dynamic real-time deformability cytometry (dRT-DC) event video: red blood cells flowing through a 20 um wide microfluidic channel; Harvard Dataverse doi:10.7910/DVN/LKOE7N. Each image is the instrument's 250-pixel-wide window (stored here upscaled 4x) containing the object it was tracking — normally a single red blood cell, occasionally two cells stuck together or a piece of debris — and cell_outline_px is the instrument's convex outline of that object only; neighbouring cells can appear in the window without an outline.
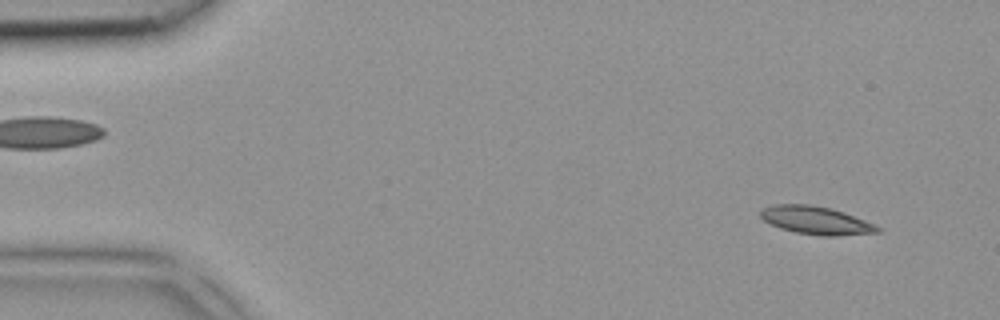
{"species": "common noctule bat (a hibernating species)", "species_latin": "Nyctalus noctula", "temperature_condition": "room temperature", "stored_images_in_passage": 42, "camera_frame_rate_fps": 3000, "um_per_image_px": 0.085, "animal": {"sex": "female", "body_mass_g": 18.4}, "frame": {"image": 1, "passage_image": 3, "time_ms": 0.667, "image_size_px": [1000, 320], "cell_outline_px": [[880, 232], [836, 236], [820, 236], [796, 232], [780, 228], [764, 220], [760, 216], [760, 208], [776, 204], [808, 204], [828, 208], [844, 212], [864, 220], [880, 228]], "centroid_in_image_um": [69.32, 18.73], "position_along_channel_um": 15.7, "area_um2": 18.9}}
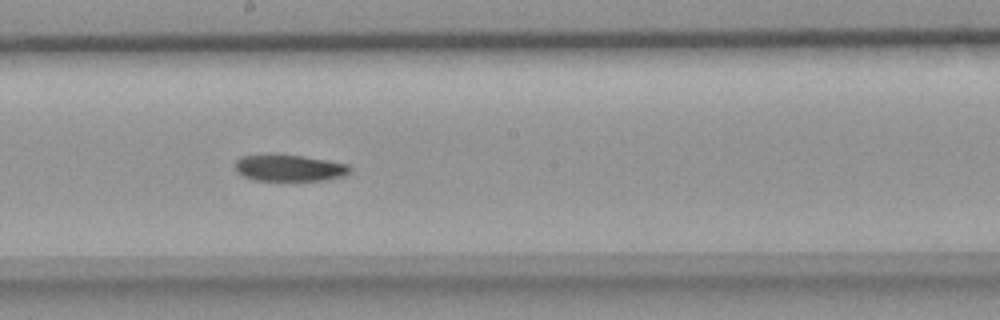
{"frame": {"image": 2, "passage_image": 23, "time_ms": 7.333, "image_size_px": [1000, 320], "cell_outline_px": [[352, 172], [344, 176], [328, 180], [252, 180], [236, 172], [236, 160], [240, 156], [272, 152], [304, 156], [328, 160], [348, 164], [352, 168]], "centroid_in_image_um": [24.59, 14.24], "position_along_channel_um": 223.6, "area_um2": 18.44}}
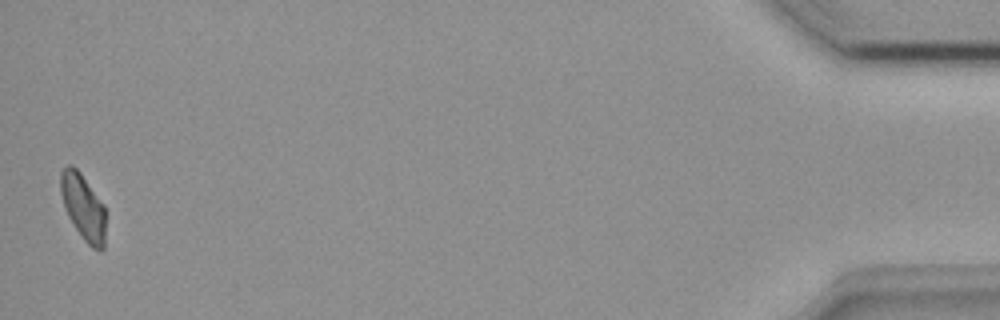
{"frame": {"image": 3, "passage_image": 42, "time_ms": 13.667, "image_size_px": [1000, 320], "cell_outline_px": [[104, 248], [100, 252], [92, 248], [84, 240], [68, 216], [64, 208], [60, 192], [60, 172], [68, 164], [72, 164], [80, 172], [104, 204]], "centroid_in_image_um": [7.05, 17.58], "position_along_channel_um": 428.1, "area_um2": 17.28}}